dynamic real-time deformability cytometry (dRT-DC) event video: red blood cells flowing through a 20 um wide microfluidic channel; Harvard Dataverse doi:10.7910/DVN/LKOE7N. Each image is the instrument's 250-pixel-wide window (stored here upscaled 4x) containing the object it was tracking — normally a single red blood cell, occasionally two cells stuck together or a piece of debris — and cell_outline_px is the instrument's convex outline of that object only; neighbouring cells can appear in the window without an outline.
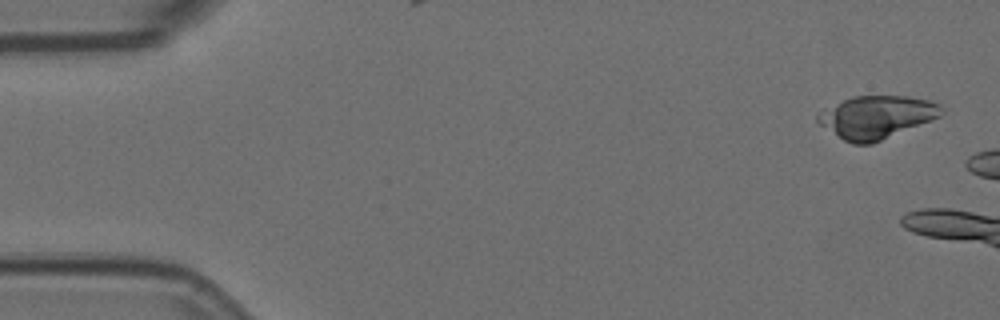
{"species": "Egyptian fruit bat (a non-hibernating species)", "species_latin": "Rousettus aegyptiacus", "temperature_condition": "room temperature", "stored_images_in_passage": 3, "camera_frame_rate_fps": 3000, "um_per_image_px": 0.085, "animal": {"sex": "female"}, "frame": {"image": 1, "passage_image": 1, "time_ms": 0.0, "image_size_px": [1000, 320], "cell_outline_px": [[944, 112], [940, 116], [932, 120], [872, 144], [852, 144], [844, 140], [816, 124], [816, 116], [836, 104], [852, 96], [908, 96], [928, 100], [940, 104], [944, 108]], "centroid_in_image_um": [74.52, 9.96], "position_along_channel_um": 10.5, "area_um2": 30.69}}